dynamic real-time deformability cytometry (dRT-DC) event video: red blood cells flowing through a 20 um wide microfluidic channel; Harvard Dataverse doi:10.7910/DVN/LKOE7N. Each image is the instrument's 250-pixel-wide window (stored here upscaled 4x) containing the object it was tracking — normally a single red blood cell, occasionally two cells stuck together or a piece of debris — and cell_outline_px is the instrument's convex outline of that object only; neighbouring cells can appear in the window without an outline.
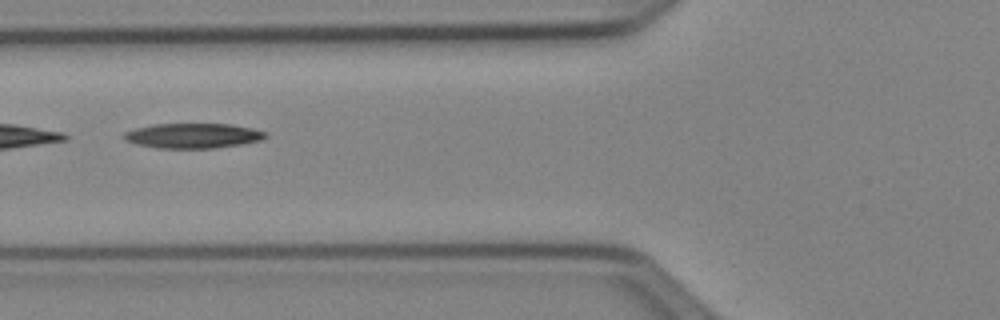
{"species": "Egyptian fruit bat (a non-hibernating species)", "species_latin": "Rousettus aegyptiacus", "temperature_condition": "cold", "stored_images_in_passage": 38, "camera_frame_rate_fps": 3000, "um_per_image_px": 0.085, "animal": {"sex": "female"}, "frame": {"image": 1, "passage_image": 8, "time_ms": 2.333, "image_size_px": [1000, 320], "cell_outline_px": [[268, 136], [260, 140], [240, 144], [216, 148], [160, 148], [136, 144], [124, 140], [124, 132], [136, 128], [152, 124], [232, 124], [252, 128], [268, 132]], "centroid_in_image_um": [16.42, 11.53], "position_along_channel_um": 109.4, "area_um2": 20.58}}
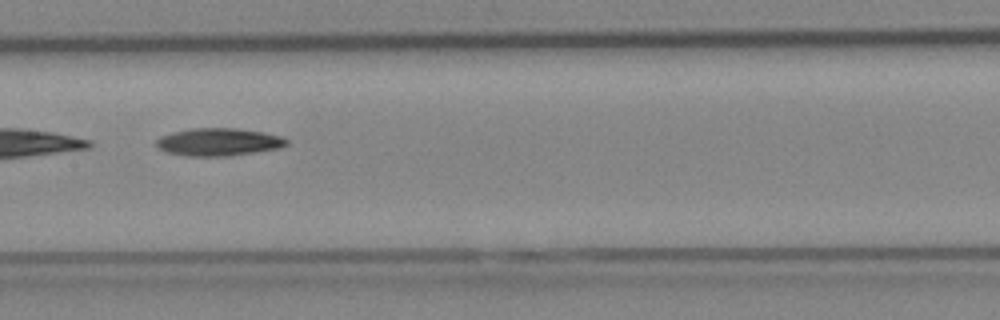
{"frame": {"image": 2, "passage_image": 14, "time_ms": 4.333, "image_size_px": [1000, 320], "cell_outline_px": [[288, 144], [280, 148], [224, 156], [184, 156], [168, 152], [160, 148], [156, 144], [156, 140], [160, 136], [172, 132], [188, 128], [236, 128], [264, 132], [280, 136], [288, 140]], "centroid_in_image_um": [18.56, 12.05], "position_along_channel_um": 188.8, "area_um2": 20.92}}
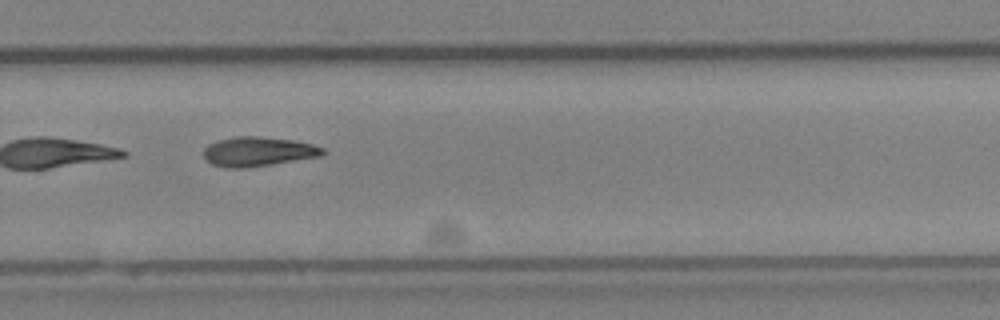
{"frame": {"image": 3, "passage_image": 23, "time_ms": 7.333, "image_size_px": [1000, 320], "cell_outline_px": [[324, 152], [320, 156], [244, 168], [228, 168], [212, 164], [204, 160], [204, 148], [208, 144], [220, 140], [236, 136], [256, 136], [292, 140], [312, 144], [324, 148]], "centroid_in_image_um": [21.89, 12.88], "position_along_channel_um": 307.9, "area_um2": 20.17}, "authors_computed_cell_mechanics": {"area_um2": 20.5768, "velocity_mm_per_s": 3.9814, "shape_relaxation_time_tau1_ms": 5.9682, "shape_relaxation_time_tau2_ms": null, "deformation_change_tau1": 0.146, "deformation_change_tau2": null}}